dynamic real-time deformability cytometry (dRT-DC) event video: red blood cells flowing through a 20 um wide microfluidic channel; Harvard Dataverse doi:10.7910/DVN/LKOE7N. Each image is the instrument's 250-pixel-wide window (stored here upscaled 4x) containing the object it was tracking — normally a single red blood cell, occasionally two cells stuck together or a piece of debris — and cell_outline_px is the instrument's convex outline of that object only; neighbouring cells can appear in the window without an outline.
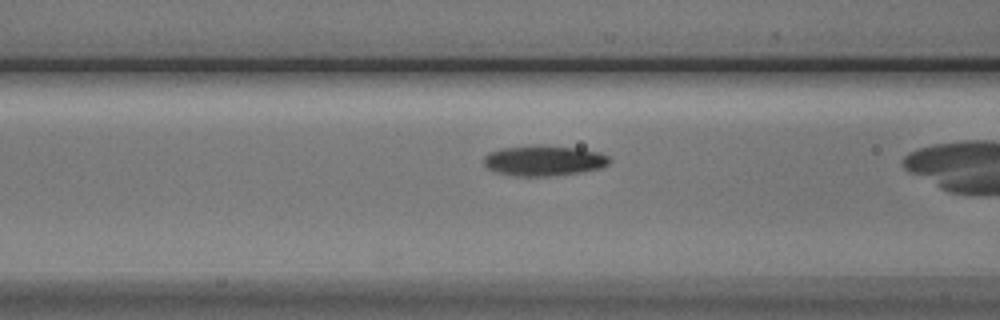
{"species": "Egyptian fruit bat (a non-hibernating species)", "species_latin": "Rousettus aegyptiacus", "temperature_condition": "cold", "stored_images_in_passage": 7, "camera_frame_rate_fps": 3000, "um_per_image_px": 0.085, "animal": {"sex": "male"}, "frame": {"image": 1, "passage_image": 5, "time_ms": 1.333, "image_size_px": [1000, 320], "cell_outline_px": [[612, 160], [608, 164], [600, 168], [580, 172], [556, 176], [512, 176], [496, 172], [488, 168], [484, 164], [484, 156], [488, 152], [500, 148], [536, 144], [540, 144], [580, 148], [600, 152], [608, 156]], "centroid_in_image_um": [46.22, 13.64], "position_along_channel_um": 120.4, "area_um2": 22.77}}